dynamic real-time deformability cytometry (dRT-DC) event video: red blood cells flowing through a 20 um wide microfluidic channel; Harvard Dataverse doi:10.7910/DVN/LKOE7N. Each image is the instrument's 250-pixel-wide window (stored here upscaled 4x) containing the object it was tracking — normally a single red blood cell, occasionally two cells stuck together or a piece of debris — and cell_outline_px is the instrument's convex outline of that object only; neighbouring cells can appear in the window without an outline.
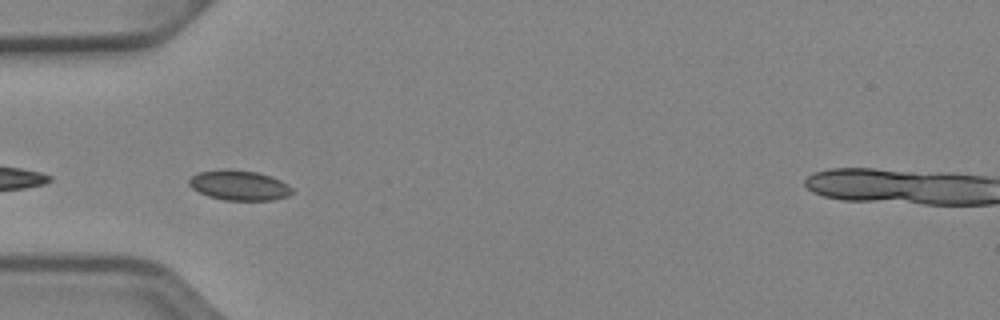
{"species": "Egyptian fruit bat (a non-hibernating species)", "species_latin": "Rousettus aegyptiacus", "temperature_condition": "cold", "stored_images_in_passage": 7, "camera_frame_rate_fps": 3000, "um_per_image_px": 0.085, "animal": {"sex": "female"}, "frame": {"image": 1, "passage_image": 2, "time_ms": 0.333, "image_size_px": [1000, 320], "cell_outline_px": [[292, 192], [288, 196], [272, 200], [224, 200], [208, 196], [192, 188], [188, 184], [188, 180], [196, 172], [228, 168], [256, 172], [280, 180], [288, 184], [292, 188]], "centroid_in_image_um": [20.3, 15.74], "position_along_channel_um": 64.7, "area_um2": 18.03}}